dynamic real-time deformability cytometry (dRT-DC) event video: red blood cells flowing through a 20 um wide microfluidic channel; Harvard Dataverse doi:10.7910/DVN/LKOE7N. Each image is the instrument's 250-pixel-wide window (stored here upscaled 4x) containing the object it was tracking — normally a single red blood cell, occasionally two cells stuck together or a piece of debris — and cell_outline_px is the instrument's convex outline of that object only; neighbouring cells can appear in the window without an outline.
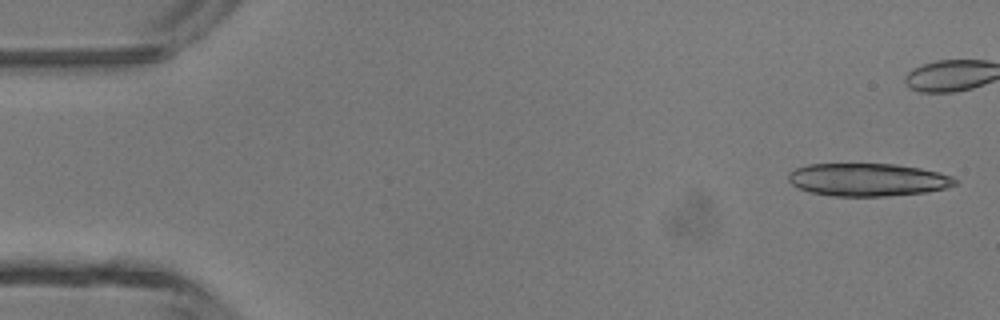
{"species": "common noctule bat (a hibernating species)", "species_latin": "Nyctalus noctula", "temperature_condition": "room temperature", "stored_images_in_passage": 4, "camera_frame_rate_fps": 3000, "um_per_image_px": 0.085, "animal": {"sex": "male", "body_mass_g": 13.3}, "frame": {"image": 1, "passage_image": 1, "time_ms": 0.0, "image_size_px": [1000, 320], "cell_outline_px": [[960, 180], [956, 184], [944, 188], [924, 192], [888, 196], [832, 196], [808, 192], [792, 184], [788, 180], [788, 172], [796, 168], [808, 164], [896, 164], [920, 168], [952, 176]], "centroid_in_image_um": [73.74, 15.27], "position_along_channel_um": 11.3, "area_um2": 31.91}}